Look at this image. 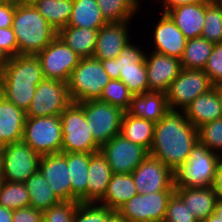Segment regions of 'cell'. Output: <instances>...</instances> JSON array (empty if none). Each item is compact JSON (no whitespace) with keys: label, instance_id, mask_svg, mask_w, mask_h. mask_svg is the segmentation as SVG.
I'll return each instance as SVG.
<instances>
[{"label":"cell","instance_id":"39","mask_svg":"<svg viewBox=\"0 0 222 222\" xmlns=\"http://www.w3.org/2000/svg\"><path fill=\"white\" fill-rule=\"evenodd\" d=\"M199 142L222 156V118L203 124L198 128Z\"/></svg>","mask_w":222,"mask_h":222},{"label":"cell","instance_id":"48","mask_svg":"<svg viewBox=\"0 0 222 222\" xmlns=\"http://www.w3.org/2000/svg\"><path fill=\"white\" fill-rule=\"evenodd\" d=\"M162 2L163 12L166 13L169 9L175 8L180 5L194 3L200 0H158Z\"/></svg>","mask_w":222,"mask_h":222},{"label":"cell","instance_id":"11","mask_svg":"<svg viewBox=\"0 0 222 222\" xmlns=\"http://www.w3.org/2000/svg\"><path fill=\"white\" fill-rule=\"evenodd\" d=\"M71 103L66 82L44 78L36 87L26 117L59 116Z\"/></svg>","mask_w":222,"mask_h":222},{"label":"cell","instance_id":"12","mask_svg":"<svg viewBox=\"0 0 222 222\" xmlns=\"http://www.w3.org/2000/svg\"><path fill=\"white\" fill-rule=\"evenodd\" d=\"M175 191L136 194L118 212L127 222H163L169 198Z\"/></svg>","mask_w":222,"mask_h":222},{"label":"cell","instance_id":"2","mask_svg":"<svg viewBox=\"0 0 222 222\" xmlns=\"http://www.w3.org/2000/svg\"><path fill=\"white\" fill-rule=\"evenodd\" d=\"M44 78L37 55L11 57L0 73V95L26 112Z\"/></svg>","mask_w":222,"mask_h":222},{"label":"cell","instance_id":"13","mask_svg":"<svg viewBox=\"0 0 222 222\" xmlns=\"http://www.w3.org/2000/svg\"><path fill=\"white\" fill-rule=\"evenodd\" d=\"M3 180L24 183L39 170L41 156L23 140L2 146Z\"/></svg>","mask_w":222,"mask_h":222},{"label":"cell","instance_id":"52","mask_svg":"<svg viewBox=\"0 0 222 222\" xmlns=\"http://www.w3.org/2000/svg\"><path fill=\"white\" fill-rule=\"evenodd\" d=\"M214 214L222 219V200H216Z\"/></svg>","mask_w":222,"mask_h":222},{"label":"cell","instance_id":"8","mask_svg":"<svg viewBox=\"0 0 222 222\" xmlns=\"http://www.w3.org/2000/svg\"><path fill=\"white\" fill-rule=\"evenodd\" d=\"M84 111L86 122L95 142L101 147L121 133L125 111L100 100L77 103Z\"/></svg>","mask_w":222,"mask_h":222},{"label":"cell","instance_id":"58","mask_svg":"<svg viewBox=\"0 0 222 222\" xmlns=\"http://www.w3.org/2000/svg\"><path fill=\"white\" fill-rule=\"evenodd\" d=\"M220 6H222V0H215Z\"/></svg>","mask_w":222,"mask_h":222},{"label":"cell","instance_id":"4","mask_svg":"<svg viewBox=\"0 0 222 222\" xmlns=\"http://www.w3.org/2000/svg\"><path fill=\"white\" fill-rule=\"evenodd\" d=\"M146 52L129 42L117 58L101 60L110 79L121 80L133 95L149 92Z\"/></svg>","mask_w":222,"mask_h":222},{"label":"cell","instance_id":"31","mask_svg":"<svg viewBox=\"0 0 222 222\" xmlns=\"http://www.w3.org/2000/svg\"><path fill=\"white\" fill-rule=\"evenodd\" d=\"M107 23L97 0H73V10L67 26L99 29Z\"/></svg>","mask_w":222,"mask_h":222},{"label":"cell","instance_id":"9","mask_svg":"<svg viewBox=\"0 0 222 222\" xmlns=\"http://www.w3.org/2000/svg\"><path fill=\"white\" fill-rule=\"evenodd\" d=\"M22 140L40 156L61 153L60 117H26Z\"/></svg>","mask_w":222,"mask_h":222},{"label":"cell","instance_id":"37","mask_svg":"<svg viewBox=\"0 0 222 222\" xmlns=\"http://www.w3.org/2000/svg\"><path fill=\"white\" fill-rule=\"evenodd\" d=\"M201 37L213 44L222 43V6L215 0H205V21Z\"/></svg>","mask_w":222,"mask_h":222},{"label":"cell","instance_id":"41","mask_svg":"<svg viewBox=\"0 0 222 222\" xmlns=\"http://www.w3.org/2000/svg\"><path fill=\"white\" fill-rule=\"evenodd\" d=\"M163 222H198L194 214L187 209L183 199L174 192L169 198Z\"/></svg>","mask_w":222,"mask_h":222},{"label":"cell","instance_id":"1","mask_svg":"<svg viewBox=\"0 0 222 222\" xmlns=\"http://www.w3.org/2000/svg\"><path fill=\"white\" fill-rule=\"evenodd\" d=\"M198 141V129L186 118L184 110L169 109L155 124L149 155L174 173L186 162Z\"/></svg>","mask_w":222,"mask_h":222},{"label":"cell","instance_id":"20","mask_svg":"<svg viewBox=\"0 0 222 222\" xmlns=\"http://www.w3.org/2000/svg\"><path fill=\"white\" fill-rule=\"evenodd\" d=\"M153 32V52L182 58L187 39L167 13L162 12Z\"/></svg>","mask_w":222,"mask_h":222},{"label":"cell","instance_id":"57","mask_svg":"<svg viewBox=\"0 0 222 222\" xmlns=\"http://www.w3.org/2000/svg\"><path fill=\"white\" fill-rule=\"evenodd\" d=\"M138 7H141L140 0H133ZM156 1V0H155Z\"/></svg>","mask_w":222,"mask_h":222},{"label":"cell","instance_id":"59","mask_svg":"<svg viewBox=\"0 0 222 222\" xmlns=\"http://www.w3.org/2000/svg\"><path fill=\"white\" fill-rule=\"evenodd\" d=\"M5 1H11L17 3L19 0H5Z\"/></svg>","mask_w":222,"mask_h":222},{"label":"cell","instance_id":"50","mask_svg":"<svg viewBox=\"0 0 222 222\" xmlns=\"http://www.w3.org/2000/svg\"><path fill=\"white\" fill-rule=\"evenodd\" d=\"M106 222H127V220L118 211H113L107 217Z\"/></svg>","mask_w":222,"mask_h":222},{"label":"cell","instance_id":"49","mask_svg":"<svg viewBox=\"0 0 222 222\" xmlns=\"http://www.w3.org/2000/svg\"><path fill=\"white\" fill-rule=\"evenodd\" d=\"M13 211L0 206V222H13Z\"/></svg>","mask_w":222,"mask_h":222},{"label":"cell","instance_id":"44","mask_svg":"<svg viewBox=\"0 0 222 222\" xmlns=\"http://www.w3.org/2000/svg\"><path fill=\"white\" fill-rule=\"evenodd\" d=\"M0 46L11 58L18 55V44L12 27L0 28Z\"/></svg>","mask_w":222,"mask_h":222},{"label":"cell","instance_id":"55","mask_svg":"<svg viewBox=\"0 0 222 222\" xmlns=\"http://www.w3.org/2000/svg\"><path fill=\"white\" fill-rule=\"evenodd\" d=\"M39 0H19L17 3L22 5H34Z\"/></svg>","mask_w":222,"mask_h":222},{"label":"cell","instance_id":"24","mask_svg":"<svg viewBox=\"0 0 222 222\" xmlns=\"http://www.w3.org/2000/svg\"><path fill=\"white\" fill-rule=\"evenodd\" d=\"M175 192L183 199L187 209L202 222L214 213L216 191L213 186L182 188L175 187Z\"/></svg>","mask_w":222,"mask_h":222},{"label":"cell","instance_id":"53","mask_svg":"<svg viewBox=\"0 0 222 222\" xmlns=\"http://www.w3.org/2000/svg\"><path fill=\"white\" fill-rule=\"evenodd\" d=\"M3 181V151L0 146V182Z\"/></svg>","mask_w":222,"mask_h":222},{"label":"cell","instance_id":"15","mask_svg":"<svg viewBox=\"0 0 222 222\" xmlns=\"http://www.w3.org/2000/svg\"><path fill=\"white\" fill-rule=\"evenodd\" d=\"M100 153L108 162L112 173H132L149 155L142 146L130 142L121 134L112 137L100 147Z\"/></svg>","mask_w":222,"mask_h":222},{"label":"cell","instance_id":"47","mask_svg":"<svg viewBox=\"0 0 222 222\" xmlns=\"http://www.w3.org/2000/svg\"><path fill=\"white\" fill-rule=\"evenodd\" d=\"M213 187L215 188L216 191V198L218 200H222V157L218 162L217 174Z\"/></svg>","mask_w":222,"mask_h":222},{"label":"cell","instance_id":"36","mask_svg":"<svg viewBox=\"0 0 222 222\" xmlns=\"http://www.w3.org/2000/svg\"><path fill=\"white\" fill-rule=\"evenodd\" d=\"M97 3L108 23L131 21L139 9L133 0H97Z\"/></svg>","mask_w":222,"mask_h":222},{"label":"cell","instance_id":"21","mask_svg":"<svg viewBox=\"0 0 222 222\" xmlns=\"http://www.w3.org/2000/svg\"><path fill=\"white\" fill-rule=\"evenodd\" d=\"M166 13L187 40L201 37L205 21V0L180 5Z\"/></svg>","mask_w":222,"mask_h":222},{"label":"cell","instance_id":"34","mask_svg":"<svg viewBox=\"0 0 222 222\" xmlns=\"http://www.w3.org/2000/svg\"><path fill=\"white\" fill-rule=\"evenodd\" d=\"M213 47L214 44L203 37L187 40L180 59L181 67L183 69L204 70Z\"/></svg>","mask_w":222,"mask_h":222},{"label":"cell","instance_id":"51","mask_svg":"<svg viewBox=\"0 0 222 222\" xmlns=\"http://www.w3.org/2000/svg\"><path fill=\"white\" fill-rule=\"evenodd\" d=\"M10 57L6 54V52L0 46V73L9 62Z\"/></svg>","mask_w":222,"mask_h":222},{"label":"cell","instance_id":"45","mask_svg":"<svg viewBox=\"0 0 222 222\" xmlns=\"http://www.w3.org/2000/svg\"><path fill=\"white\" fill-rule=\"evenodd\" d=\"M13 222H43V212L31 206L13 211Z\"/></svg>","mask_w":222,"mask_h":222},{"label":"cell","instance_id":"23","mask_svg":"<svg viewBox=\"0 0 222 222\" xmlns=\"http://www.w3.org/2000/svg\"><path fill=\"white\" fill-rule=\"evenodd\" d=\"M26 112L0 95V146L23 139Z\"/></svg>","mask_w":222,"mask_h":222},{"label":"cell","instance_id":"25","mask_svg":"<svg viewBox=\"0 0 222 222\" xmlns=\"http://www.w3.org/2000/svg\"><path fill=\"white\" fill-rule=\"evenodd\" d=\"M169 110L167 93L149 91L133 95L128 114L145 120L159 122Z\"/></svg>","mask_w":222,"mask_h":222},{"label":"cell","instance_id":"35","mask_svg":"<svg viewBox=\"0 0 222 222\" xmlns=\"http://www.w3.org/2000/svg\"><path fill=\"white\" fill-rule=\"evenodd\" d=\"M0 206L12 211L30 206L29 194L25 183L1 181Z\"/></svg>","mask_w":222,"mask_h":222},{"label":"cell","instance_id":"10","mask_svg":"<svg viewBox=\"0 0 222 222\" xmlns=\"http://www.w3.org/2000/svg\"><path fill=\"white\" fill-rule=\"evenodd\" d=\"M214 87L204 70L182 68L167 92L168 108L184 110L196 97Z\"/></svg>","mask_w":222,"mask_h":222},{"label":"cell","instance_id":"54","mask_svg":"<svg viewBox=\"0 0 222 222\" xmlns=\"http://www.w3.org/2000/svg\"><path fill=\"white\" fill-rule=\"evenodd\" d=\"M202 222H222V219H220L216 214L213 213Z\"/></svg>","mask_w":222,"mask_h":222},{"label":"cell","instance_id":"29","mask_svg":"<svg viewBox=\"0 0 222 222\" xmlns=\"http://www.w3.org/2000/svg\"><path fill=\"white\" fill-rule=\"evenodd\" d=\"M99 29L65 26L57 36L81 58H92Z\"/></svg>","mask_w":222,"mask_h":222},{"label":"cell","instance_id":"27","mask_svg":"<svg viewBox=\"0 0 222 222\" xmlns=\"http://www.w3.org/2000/svg\"><path fill=\"white\" fill-rule=\"evenodd\" d=\"M66 158L72 184V201L87 202L89 154L61 152Z\"/></svg>","mask_w":222,"mask_h":222},{"label":"cell","instance_id":"33","mask_svg":"<svg viewBox=\"0 0 222 222\" xmlns=\"http://www.w3.org/2000/svg\"><path fill=\"white\" fill-rule=\"evenodd\" d=\"M33 6L58 31L68 25L73 0H39Z\"/></svg>","mask_w":222,"mask_h":222},{"label":"cell","instance_id":"19","mask_svg":"<svg viewBox=\"0 0 222 222\" xmlns=\"http://www.w3.org/2000/svg\"><path fill=\"white\" fill-rule=\"evenodd\" d=\"M130 22H112L99 28L93 57L100 61L117 58L131 40L128 35Z\"/></svg>","mask_w":222,"mask_h":222},{"label":"cell","instance_id":"5","mask_svg":"<svg viewBox=\"0 0 222 222\" xmlns=\"http://www.w3.org/2000/svg\"><path fill=\"white\" fill-rule=\"evenodd\" d=\"M221 157L220 154L209 150L198 141L192 148L186 162L174 172L175 187L213 186Z\"/></svg>","mask_w":222,"mask_h":222},{"label":"cell","instance_id":"18","mask_svg":"<svg viewBox=\"0 0 222 222\" xmlns=\"http://www.w3.org/2000/svg\"><path fill=\"white\" fill-rule=\"evenodd\" d=\"M39 171L61 201H72L71 179L61 153L41 156Z\"/></svg>","mask_w":222,"mask_h":222},{"label":"cell","instance_id":"46","mask_svg":"<svg viewBox=\"0 0 222 222\" xmlns=\"http://www.w3.org/2000/svg\"><path fill=\"white\" fill-rule=\"evenodd\" d=\"M15 2L5 1L0 4V28L12 27Z\"/></svg>","mask_w":222,"mask_h":222},{"label":"cell","instance_id":"3","mask_svg":"<svg viewBox=\"0 0 222 222\" xmlns=\"http://www.w3.org/2000/svg\"><path fill=\"white\" fill-rule=\"evenodd\" d=\"M12 29L18 55H36L57 37V30L33 5L15 3Z\"/></svg>","mask_w":222,"mask_h":222},{"label":"cell","instance_id":"26","mask_svg":"<svg viewBox=\"0 0 222 222\" xmlns=\"http://www.w3.org/2000/svg\"><path fill=\"white\" fill-rule=\"evenodd\" d=\"M112 174L100 151L89 154L87 202L98 203L105 196Z\"/></svg>","mask_w":222,"mask_h":222},{"label":"cell","instance_id":"43","mask_svg":"<svg viewBox=\"0 0 222 222\" xmlns=\"http://www.w3.org/2000/svg\"><path fill=\"white\" fill-rule=\"evenodd\" d=\"M204 71L214 85L222 83V43L214 44Z\"/></svg>","mask_w":222,"mask_h":222},{"label":"cell","instance_id":"16","mask_svg":"<svg viewBox=\"0 0 222 222\" xmlns=\"http://www.w3.org/2000/svg\"><path fill=\"white\" fill-rule=\"evenodd\" d=\"M131 174L138 194L175 191L174 173L152 155H148Z\"/></svg>","mask_w":222,"mask_h":222},{"label":"cell","instance_id":"28","mask_svg":"<svg viewBox=\"0 0 222 222\" xmlns=\"http://www.w3.org/2000/svg\"><path fill=\"white\" fill-rule=\"evenodd\" d=\"M138 193L131 173H113L105 196L98 202L110 210L118 211L131 197Z\"/></svg>","mask_w":222,"mask_h":222},{"label":"cell","instance_id":"38","mask_svg":"<svg viewBox=\"0 0 222 222\" xmlns=\"http://www.w3.org/2000/svg\"><path fill=\"white\" fill-rule=\"evenodd\" d=\"M132 97L133 94L121 80L111 79L102 89L98 100L117 106L126 112L130 107Z\"/></svg>","mask_w":222,"mask_h":222},{"label":"cell","instance_id":"42","mask_svg":"<svg viewBox=\"0 0 222 222\" xmlns=\"http://www.w3.org/2000/svg\"><path fill=\"white\" fill-rule=\"evenodd\" d=\"M79 201H60L43 211V222H74Z\"/></svg>","mask_w":222,"mask_h":222},{"label":"cell","instance_id":"6","mask_svg":"<svg viewBox=\"0 0 222 222\" xmlns=\"http://www.w3.org/2000/svg\"><path fill=\"white\" fill-rule=\"evenodd\" d=\"M110 77L100 60L81 58L67 81L68 92L73 103L98 100Z\"/></svg>","mask_w":222,"mask_h":222},{"label":"cell","instance_id":"14","mask_svg":"<svg viewBox=\"0 0 222 222\" xmlns=\"http://www.w3.org/2000/svg\"><path fill=\"white\" fill-rule=\"evenodd\" d=\"M36 55L45 78L66 83L81 59L58 36Z\"/></svg>","mask_w":222,"mask_h":222},{"label":"cell","instance_id":"40","mask_svg":"<svg viewBox=\"0 0 222 222\" xmlns=\"http://www.w3.org/2000/svg\"><path fill=\"white\" fill-rule=\"evenodd\" d=\"M113 212L104 205L95 202H79L76 207L74 222H106Z\"/></svg>","mask_w":222,"mask_h":222},{"label":"cell","instance_id":"22","mask_svg":"<svg viewBox=\"0 0 222 222\" xmlns=\"http://www.w3.org/2000/svg\"><path fill=\"white\" fill-rule=\"evenodd\" d=\"M184 112L197 129L203 124L222 118V104L216 87L196 97Z\"/></svg>","mask_w":222,"mask_h":222},{"label":"cell","instance_id":"30","mask_svg":"<svg viewBox=\"0 0 222 222\" xmlns=\"http://www.w3.org/2000/svg\"><path fill=\"white\" fill-rule=\"evenodd\" d=\"M155 124L153 121L135 117L125 112L120 134L149 152L153 142Z\"/></svg>","mask_w":222,"mask_h":222},{"label":"cell","instance_id":"17","mask_svg":"<svg viewBox=\"0 0 222 222\" xmlns=\"http://www.w3.org/2000/svg\"><path fill=\"white\" fill-rule=\"evenodd\" d=\"M151 52V55L146 53L145 57L149 91L167 93L172 81L182 70L181 61L175 57Z\"/></svg>","mask_w":222,"mask_h":222},{"label":"cell","instance_id":"7","mask_svg":"<svg viewBox=\"0 0 222 222\" xmlns=\"http://www.w3.org/2000/svg\"><path fill=\"white\" fill-rule=\"evenodd\" d=\"M59 117L62 124L61 152L93 154L100 150L89 130L84 111L77 103L72 102Z\"/></svg>","mask_w":222,"mask_h":222},{"label":"cell","instance_id":"56","mask_svg":"<svg viewBox=\"0 0 222 222\" xmlns=\"http://www.w3.org/2000/svg\"><path fill=\"white\" fill-rule=\"evenodd\" d=\"M222 104V83L215 85Z\"/></svg>","mask_w":222,"mask_h":222},{"label":"cell","instance_id":"32","mask_svg":"<svg viewBox=\"0 0 222 222\" xmlns=\"http://www.w3.org/2000/svg\"><path fill=\"white\" fill-rule=\"evenodd\" d=\"M24 183L28 190L30 206L37 210L43 212L61 201L39 170Z\"/></svg>","mask_w":222,"mask_h":222}]
</instances>
